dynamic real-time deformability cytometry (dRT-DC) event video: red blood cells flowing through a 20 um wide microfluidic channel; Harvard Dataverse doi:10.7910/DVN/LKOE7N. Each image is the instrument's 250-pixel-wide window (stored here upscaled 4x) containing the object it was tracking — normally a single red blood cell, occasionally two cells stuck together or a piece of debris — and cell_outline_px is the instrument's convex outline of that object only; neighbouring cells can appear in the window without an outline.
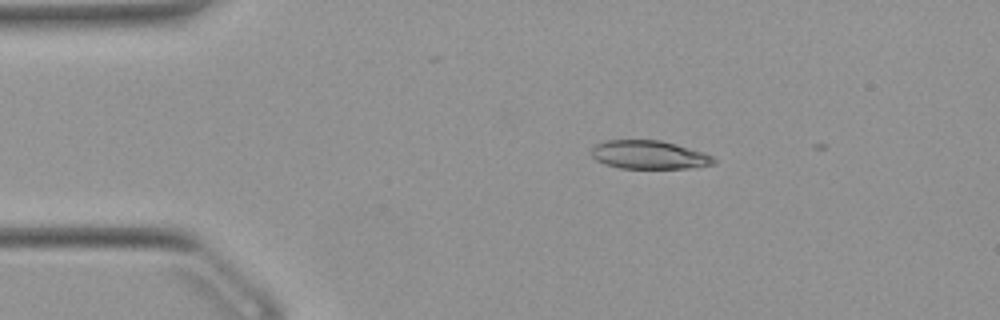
{"species": "Egyptian fruit bat (a non-hibernating species)", "species_latin": "Rousettus aegyptiacus", "temperature_condition": "warm", "stored_images_in_passage": 6, "camera_frame_rate_fps": 3000, "um_per_image_px": 0.085, "animal": {"sex": "female"}, "frame": {"image": 1, "passage_image": 4, "time_ms": 1.0, "image_size_px": [1000, 320], "cell_outline_px": [[716, 164], [688, 168], [620, 168], [604, 164], [596, 160], [592, 156], [592, 148], [596, 144], [604, 140], [660, 140], [676, 144], [704, 152], [712, 156], [716, 160]], "centroid_in_image_um": [55.18, 13.16], "position_along_channel_um": 29.8, "area_um2": 20.35}}